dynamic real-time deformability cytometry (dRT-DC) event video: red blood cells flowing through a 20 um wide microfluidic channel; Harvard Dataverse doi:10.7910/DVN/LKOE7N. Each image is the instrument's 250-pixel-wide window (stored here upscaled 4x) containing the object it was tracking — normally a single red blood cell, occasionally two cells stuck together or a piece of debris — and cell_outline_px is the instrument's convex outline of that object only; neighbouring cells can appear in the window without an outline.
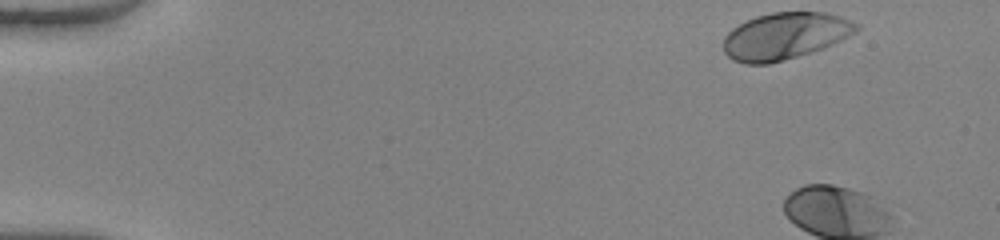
{"species": "human", "species_latin": "Homo sapiens", "temperature_condition": "warm", "stored_images_in_passage": 6, "camera_frame_rate_fps": 3000, "um_per_image_px": 0.085, "donor": {"sex": "female"}, "frame": {"image": 1, "passage_image": 1, "time_ms": 0.0, "image_size_px": [1000, 240], "cell_outline_px": [[860, 28], [856, 32], [832, 44], [796, 56], [768, 64], [744, 64], [732, 60], [724, 52], [724, 36], [732, 28], [756, 16], [772, 12], [824, 12], [840, 16], [860, 24]], "centroid_in_image_um": [66.71, 3.05], "position_along_channel_um": 18.3, "area_um2": 36.01}}